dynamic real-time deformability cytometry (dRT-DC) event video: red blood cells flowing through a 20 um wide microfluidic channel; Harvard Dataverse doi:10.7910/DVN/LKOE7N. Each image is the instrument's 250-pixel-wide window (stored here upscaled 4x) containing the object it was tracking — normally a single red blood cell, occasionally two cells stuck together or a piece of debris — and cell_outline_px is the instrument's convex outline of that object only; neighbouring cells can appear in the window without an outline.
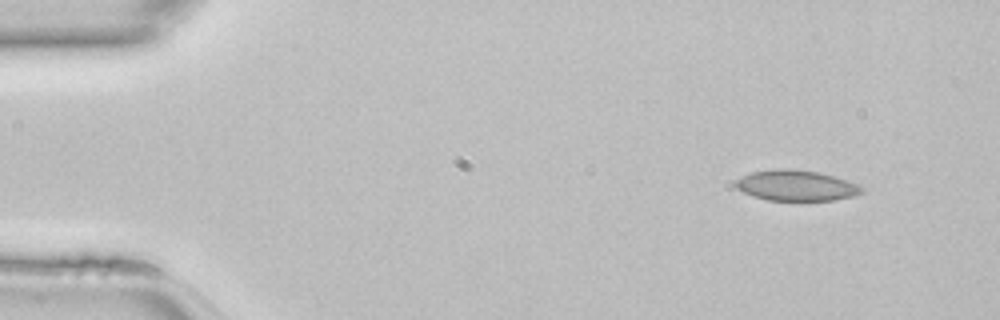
{"species": "common noctule bat (a hibernating species)", "species_latin": "Nyctalus noctula", "temperature_condition": "room temperature", "stored_images_in_passage": 43, "camera_frame_rate_fps": 3000, "um_per_image_px": 0.085, "animal": {"sex": "female", "body_mass_g": 22.7, "forearm_length_mm": 54.2}, "frame": {"image": 1, "passage_image": 1, "time_ms": 0.0, "image_size_px": [1000, 320], "cell_outline_px": [[864, 192], [852, 196], [832, 200], [768, 200], [752, 196], [736, 188], [736, 180], [752, 172], [776, 168], [792, 168], [820, 172], [856, 184], [864, 188]], "centroid_in_image_um": [67.66, 15.76], "position_along_channel_um": 17.3, "area_um2": 22.31}}
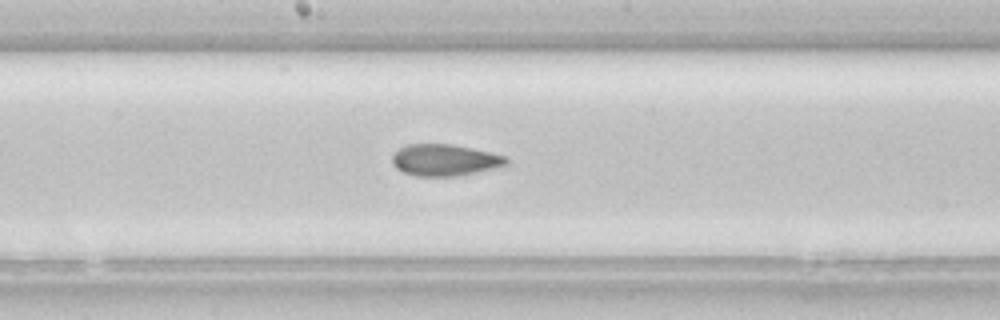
{"frame": {"image": 2, "passage_image": 21, "time_ms": 6.667, "image_size_px": [1000, 320], "cell_outline_px": [[508, 164], [496, 168], [452, 176], [416, 176], [404, 172], [396, 168], [392, 160], [392, 156], [400, 148], [408, 144], [452, 144], [472, 148], [504, 156], [508, 160]], "centroid_in_image_um": [37.79, 13.6], "position_along_channel_um": 210.4, "area_um2": 20.69}}
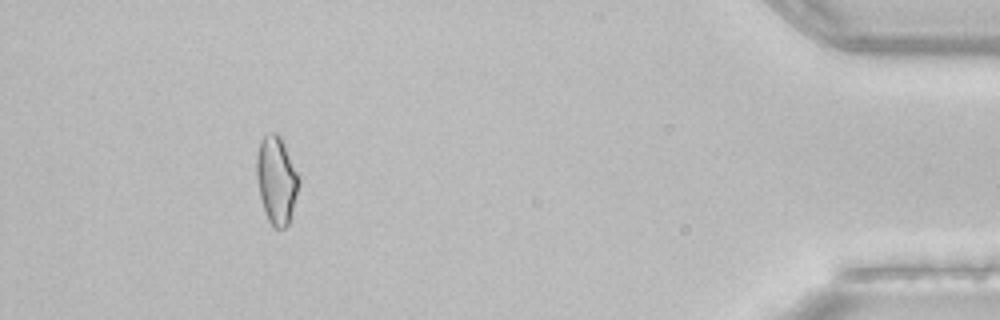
{"frame": {"image": 3, "passage_image": 39, "time_ms": 12.667, "image_size_px": [1000, 320], "cell_outline_px": [[300, 180], [288, 224], [284, 228], [272, 228], [268, 220], [260, 196], [256, 176], [256, 156], [260, 140], [268, 132], [276, 132], [280, 136]], "centroid_in_image_um": [23.47, 15.29], "position_along_channel_um": 411.7, "area_um2": 21.21}}